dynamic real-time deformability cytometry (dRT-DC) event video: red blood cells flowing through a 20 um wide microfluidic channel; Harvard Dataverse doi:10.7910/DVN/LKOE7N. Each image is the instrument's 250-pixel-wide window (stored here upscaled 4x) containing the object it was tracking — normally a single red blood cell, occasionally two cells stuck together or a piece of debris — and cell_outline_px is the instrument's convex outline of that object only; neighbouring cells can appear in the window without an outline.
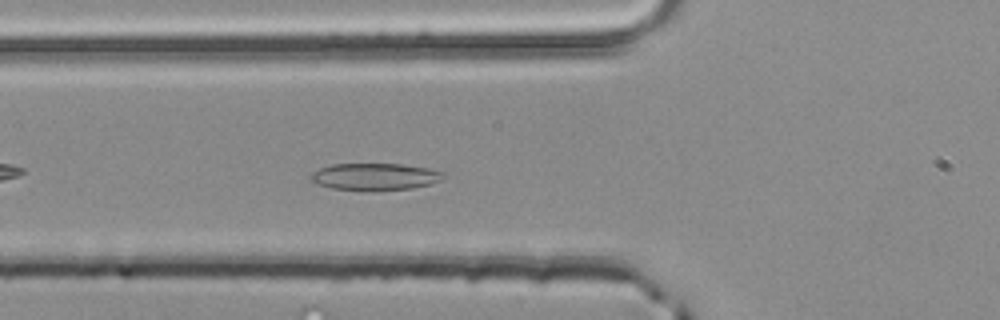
{"species": "common noctule bat (a hibernating species)", "species_latin": "Nyctalus noctula", "temperature_condition": "room temperature", "stored_images_in_passage": 31, "camera_frame_rate_fps": 3000, "um_per_image_px": 0.085, "animal": {"sex": "male", "body_mass_g": 20.4}, "frame": {"image": 1, "passage_image": 6, "time_ms": 1.667, "image_size_px": [1000, 320], "cell_outline_px": [[448, 176], [432, 184], [412, 188], [376, 192], [372, 192], [332, 188], [316, 184], [308, 180], [308, 176], [312, 172], [320, 168], [332, 164], [404, 164], [428, 168], [444, 172]], "centroid_in_image_um": [31.87, 15.04], "position_along_channel_um": 93.9, "area_um2": 21.56}}
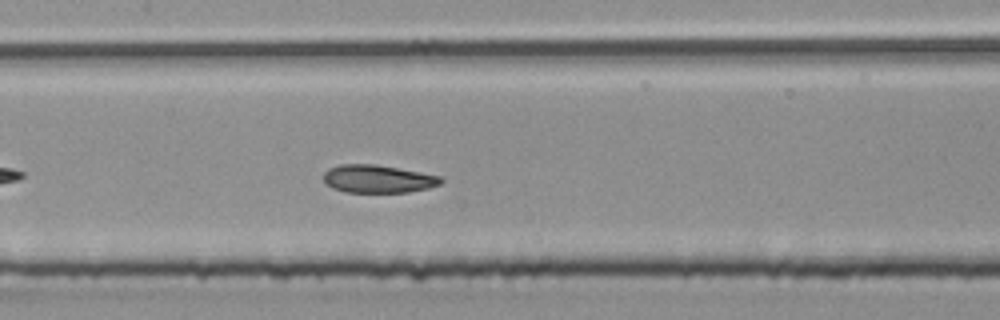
{"frame": {"image": 2, "passage_image": 12, "time_ms": 3.667, "image_size_px": [1000, 320], "cell_outline_px": [[444, 180], [440, 184], [428, 188], [408, 192], [344, 192], [332, 188], [324, 180], [324, 172], [328, 168], [340, 164], [376, 164], [420, 172], [440, 176]], "centroid_in_image_um": [32.11, 15.2], "position_along_channel_um": 175.3, "area_um2": 19.07}}
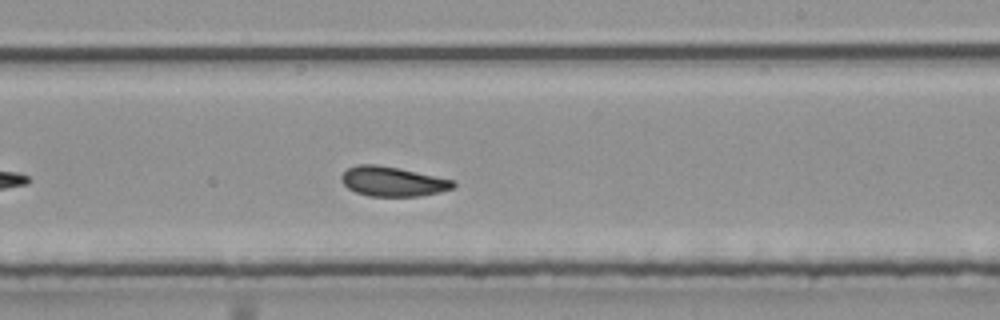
{"frame": {"image": 3, "passage_image": 18, "time_ms": 5.667, "image_size_px": [1000, 320], "cell_outline_px": [[456, 184], [452, 188], [440, 192], [416, 196], [368, 196], [356, 192], [348, 188], [340, 180], [340, 176], [348, 168], [356, 164], [376, 164], [400, 168], [456, 180]], "centroid_in_image_um": [33.38, 15.41], "position_along_channel_um": 255.6, "area_um2": 19.48}, "authors_computed_cell_mechanics": {"area_um2": 19.7098, "velocity_mm_per_s": 4.0358, "shape_relaxation_time_tau1_ms": 3.0984, "shape_relaxation_time_tau2_ms": 1.7785, "deformation_change_tau1": 0.0997, "deformation_change_tau2": 0.0718}}